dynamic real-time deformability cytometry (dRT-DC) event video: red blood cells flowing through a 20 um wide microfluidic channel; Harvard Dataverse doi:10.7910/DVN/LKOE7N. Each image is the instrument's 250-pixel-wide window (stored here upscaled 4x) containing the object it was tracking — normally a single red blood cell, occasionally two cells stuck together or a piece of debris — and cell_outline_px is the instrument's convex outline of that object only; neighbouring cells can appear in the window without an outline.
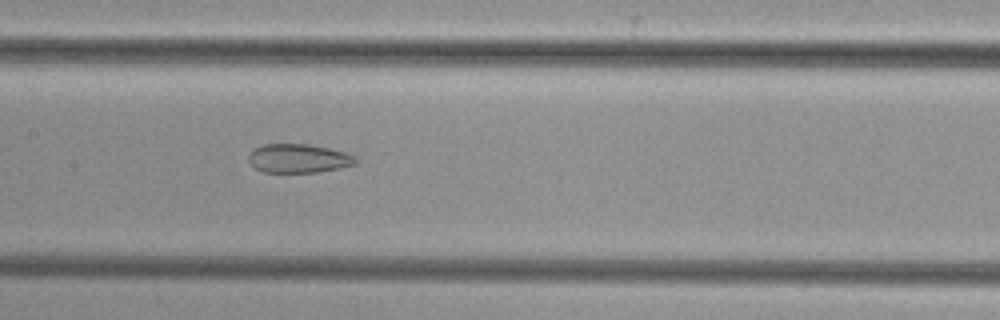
{"species": "common noctule bat (a hibernating species)", "species_latin": "Nyctalus noctula", "temperature_condition": "cold", "stored_images_in_passage": 34, "camera_frame_rate_fps": 3000, "um_per_image_px": 0.085, "animal": {"sex": "female", "body_mass_g": 29.2, "forearm_length_mm": 56.3}, "frame": {"image": 1, "passage_image": 17, "time_ms": 5.333, "image_size_px": [1000, 320], "cell_outline_px": [[356, 164], [340, 168], [316, 172], [264, 172], [256, 168], [248, 160], [248, 156], [256, 148], [264, 144], [308, 144], [328, 148], [344, 152], [356, 156]], "centroid_in_image_um": [25.39, 13.46], "position_along_channel_um": 182.0, "area_um2": 17.8}}
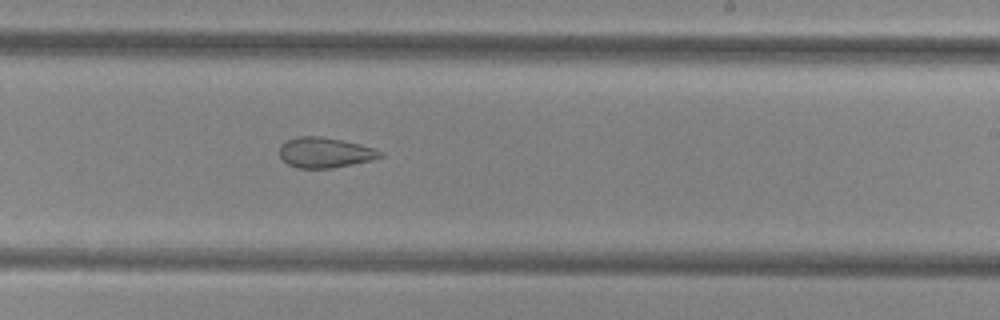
{"frame": {"image": 2, "passage_image": 23, "time_ms": 7.333, "image_size_px": [1000, 320], "cell_outline_px": [[384, 156], [376, 160], [332, 168], [296, 168], [288, 164], [280, 156], [280, 144], [296, 136], [320, 136], [360, 144], [376, 148], [384, 152]], "centroid_in_image_um": [27.68, 12.97], "position_along_channel_um": 261.3, "area_um2": 18.03}}
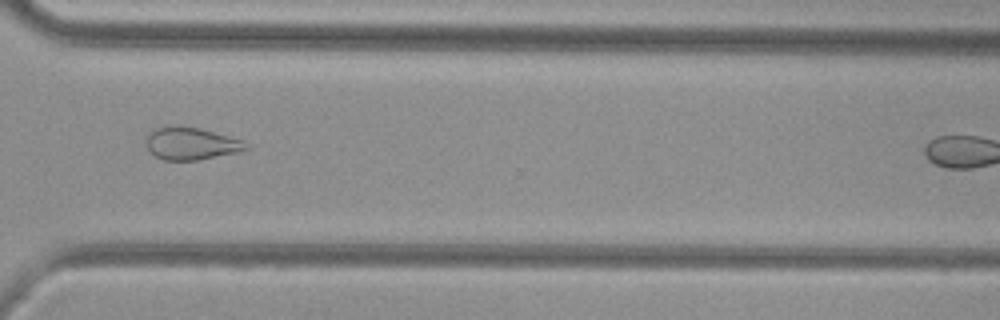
{"frame": {"image": 3, "passage_image": 30, "time_ms": 9.667, "image_size_px": [1000, 320], "cell_outline_px": [[252, 148], [196, 160], [164, 160], [152, 156], [148, 152], [148, 136], [152, 128], [176, 124], [180, 124], [200, 128], [244, 140]], "centroid_in_image_um": [16.21, 12.17], "position_along_channel_um": 354.4, "area_um2": 19.07}}